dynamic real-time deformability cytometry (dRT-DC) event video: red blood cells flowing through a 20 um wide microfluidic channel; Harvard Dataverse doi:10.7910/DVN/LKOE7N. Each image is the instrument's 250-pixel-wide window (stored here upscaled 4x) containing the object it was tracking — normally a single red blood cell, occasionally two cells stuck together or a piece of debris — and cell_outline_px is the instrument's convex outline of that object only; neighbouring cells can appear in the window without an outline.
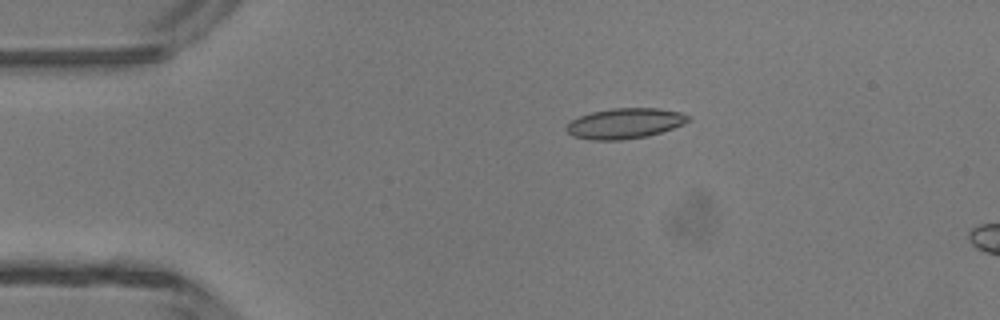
{"species": "common noctule bat (a hibernating species)", "species_latin": "Nyctalus noctula", "temperature_condition": "room temperature", "stored_images_in_passage": 5, "camera_frame_rate_fps": 3000, "um_per_image_px": 0.085, "animal": {"sex": "male", "body_mass_g": 13.3}, "frame": {"image": 1, "passage_image": 3, "time_ms": 2.333, "image_size_px": [1000, 320], "cell_outline_px": [[692, 116], [684, 124], [648, 136], [620, 140], [592, 140], [572, 136], [564, 128], [572, 120], [580, 116], [592, 112], [612, 108], [660, 108], [680, 112]], "centroid_in_image_um": [53.12, 10.49], "position_along_channel_um": 31.9, "area_um2": 21.56}}